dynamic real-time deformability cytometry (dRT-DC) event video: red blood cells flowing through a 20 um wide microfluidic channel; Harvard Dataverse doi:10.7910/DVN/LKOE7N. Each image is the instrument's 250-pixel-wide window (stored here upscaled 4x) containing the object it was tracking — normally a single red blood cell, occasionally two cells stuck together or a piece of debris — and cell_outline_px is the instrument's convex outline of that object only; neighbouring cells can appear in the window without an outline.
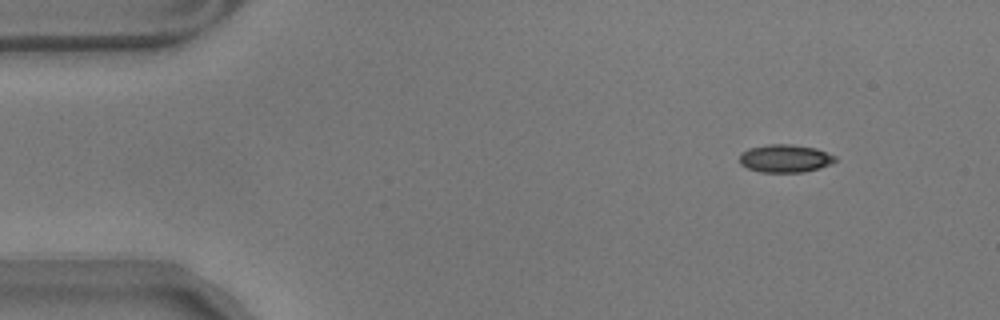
{"species": "common noctule bat (a hibernating species)", "species_latin": "Nyctalus noctula", "temperature_condition": "warm", "stored_images_in_passage": 53, "camera_frame_rate_fps": 3000, "um_per_image_px": 0.085, "animal": {"sex": "male", "body_mass_g": 17.9}, "frame": {"image": 1, "passage_image": 2, "time_ms": 0.333, "image_size_px": [1000, 320], "cell_outline_px": [[836, 160], [832, 164], [820, 168], [804, 172], [760, 172], [748, 168], [740, 164], [740, 152], [748, 148], [768, 144], [792, 144], [816, 148], [836, 156]], "centroid_in_image_um": [66.73, 13.46], "position_along_channel_um": 18.3, "area_um2": 15.72}}
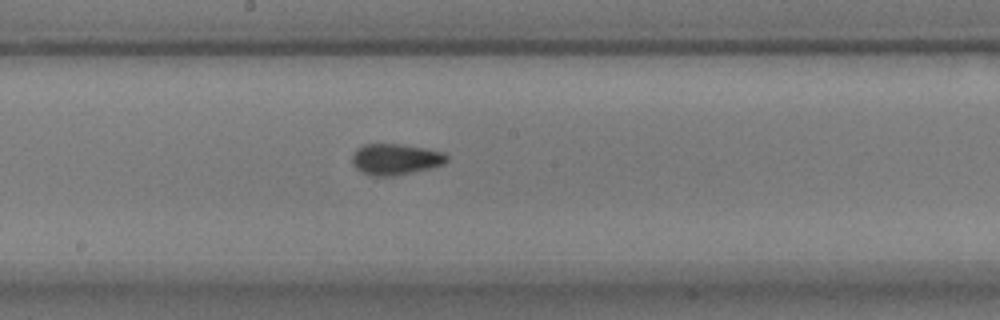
{"frame": {"image": 2, "passage_image": 26, "time_ms": 8.333, "image_size_px": [1000, 320], "cell_outline_px": [[448, 160], [444, 164], [412, 172], [392, 176], [372, 176], [360, 172], [352, 164], [352, 156], [356, 148], [364, 144], [400, 144], [424, 148], [444, 152], [448, 156]], "centroid_in_image_um": [33.58, 13.53], "position_along_channel_um": 214.6, "area_um2": 17.17}}
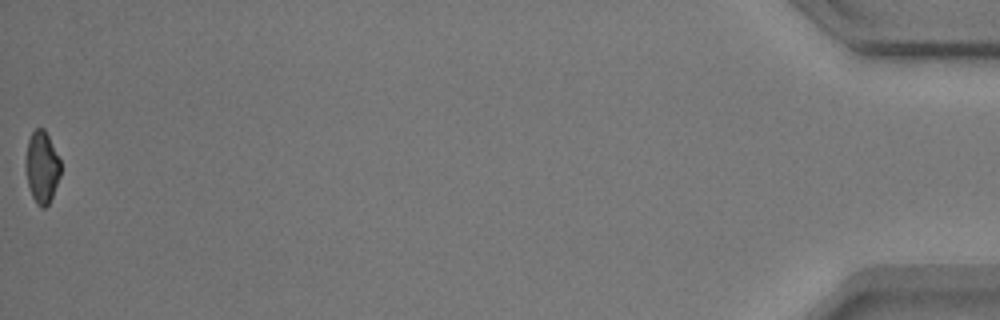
{"frame": {"image": 3, "passage_image": 53, "time_ms": 17.333, "image_size_px": [1000, 320], "cell_outline_px": [[60, 176], [52, 196], [48, 204], [44, 208], [40, 208], [36, 204], [32, 196], [28, 184], [24, 164], [24, 160], [28, 140], [32, 132], [36, 128], [44, 128], [60, 160]], "centroid_in_image_um": [3.54, 14.21], "position_along_channel_um": 431.7, "area_um2": 14.68}, "authors_computed_cell_mechanics": {"area_um2": 16.0684, "velocity_mm_per_s": 3.5351, "shape_relaxation_time_tau1_ms": 4.1302, "shape_relaxation_time_tau2_ms": 1.5255, "deformation_change_tau1": 0.1254, "deformation_change_tau2": 0.0756}}